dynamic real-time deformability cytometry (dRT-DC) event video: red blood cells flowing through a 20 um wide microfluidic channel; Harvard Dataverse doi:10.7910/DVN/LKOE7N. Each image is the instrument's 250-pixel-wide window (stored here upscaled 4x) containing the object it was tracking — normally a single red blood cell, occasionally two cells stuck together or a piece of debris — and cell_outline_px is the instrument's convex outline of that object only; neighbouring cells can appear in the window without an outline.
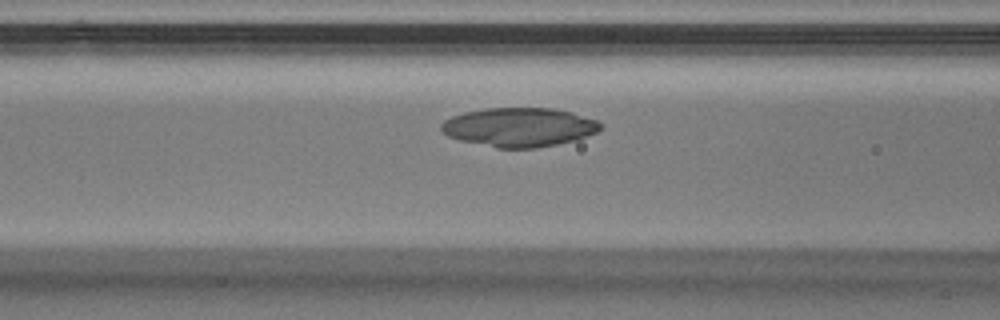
{"species": "Egyptian fruit bat (a non-hibernating species)", "species_latin": "Rousettus aegyptiacus", "temperature_condition": "warm", "stored_images_in_passage": 40, "camera_frame_rate_fps": 3000, "um_per_image_px": 0.085, "animal": {"sex": "male"}, "frame": {"image": 1, "passage_image": 15, "time_ms": 4.667, "image_size_px": [1000, 320], "cell_outline_px": [[604, 124], [596, 132], [576, 140], [536, 148], [496, 148], [460, 140], [448, 136], [440, 128], [440, 124], [444, 120], [452, 116], [464, 112], [488, 108], [552, 108], [572, 112], [596, 120]], "centroid_in_image_um": [44.12, 10.81], "position_along_channel_um": 122.5, "area_um2": 36.18}}
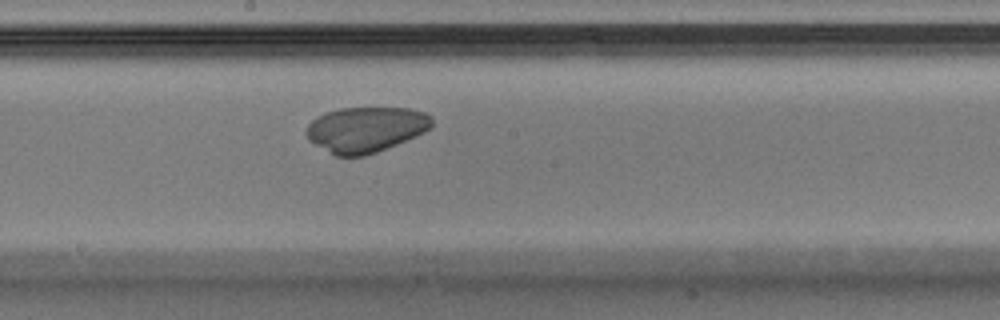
{"frame": {"image": 2, "passage_image": 22, "time_ms": 7.0, "image_size_px": [1000, 320], "cell_outline_px": [[432, 128], [424, 132], [396, 144], [376, 152], [364, 156], [336, 156], [308, 140], [308, 124], [316, 116], [324, 112], [340, 108], [412, 108], [424, 112], [432, 116]], "centroid_in_image_um": [31.1, 10.99], "position_along_channel_um": 217.1, "area_um2": 33.12}}
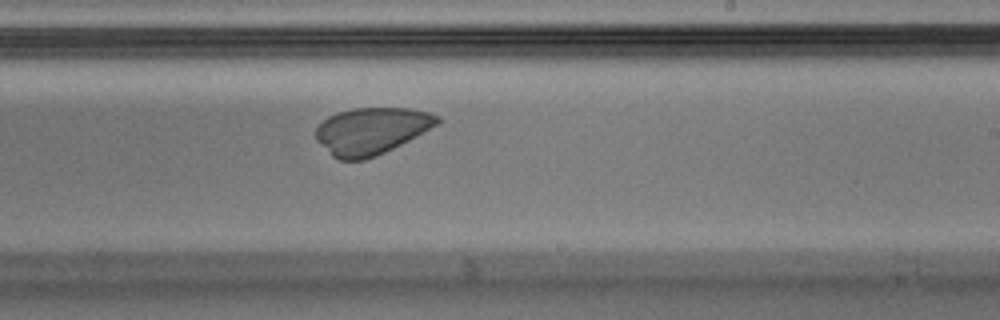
{"frame": {"image": 3, "passage_image": 25, "time_ms": 8.0, "image_size_px": [1000, 320], "cell_outline_px": [[440, 124], [376, 156], [364, 160], [340, 160], [332, 156], [316, 140], [316, 128], [328, 116], [336, 112], [352, 108], [408, 108], [428, 112], [440, 116]], "centroid_in_image_um": [31.56, 11.12], "position_along_channel_um": 257.4, "area_um2": 33.06}}